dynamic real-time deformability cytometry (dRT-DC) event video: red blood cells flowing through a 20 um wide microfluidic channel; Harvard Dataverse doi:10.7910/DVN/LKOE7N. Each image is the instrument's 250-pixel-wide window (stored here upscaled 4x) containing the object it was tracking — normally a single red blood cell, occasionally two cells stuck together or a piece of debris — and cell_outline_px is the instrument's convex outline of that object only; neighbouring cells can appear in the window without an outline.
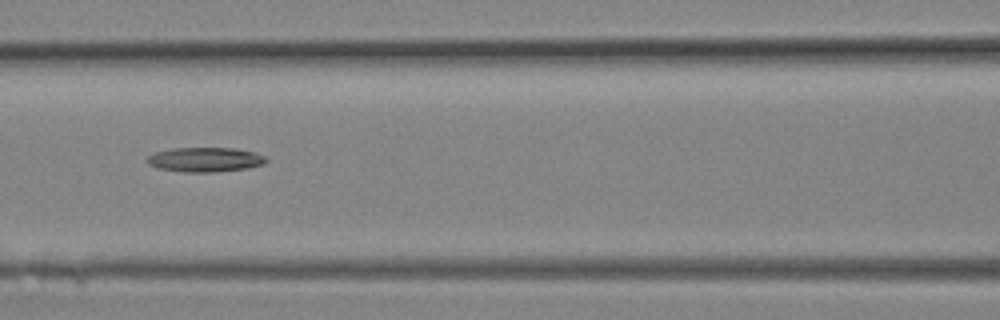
{"species": "Egyptian fruit bat (a non-hibernating species)", "species_latin": "Rousettus aegyptiacus", "temperature_condition": "room temperature", "stored_images_in_passage": 6, "camera_frame_rate_fps": 3000, "um_per_image_px": 0.085, "animal": {"sex": "female"}, "frame": {"image": 1, "passage_image": 5, "time_ms": 1.333, "image_size_px": [1000, 320], "cell_outline_px": [[268, 160], [264, 164], [248, 168], [212, 172], [184, 172], [156, 168], [148, 164], [144, 160], [148, 156], [156, 152], [172, 148], [236, 148], [256, 152], [264, 156]], "centroid_in_image_um": [17.42, 13.56], "position_along_channel_um": 149.2, "area_um2": 17.17}}
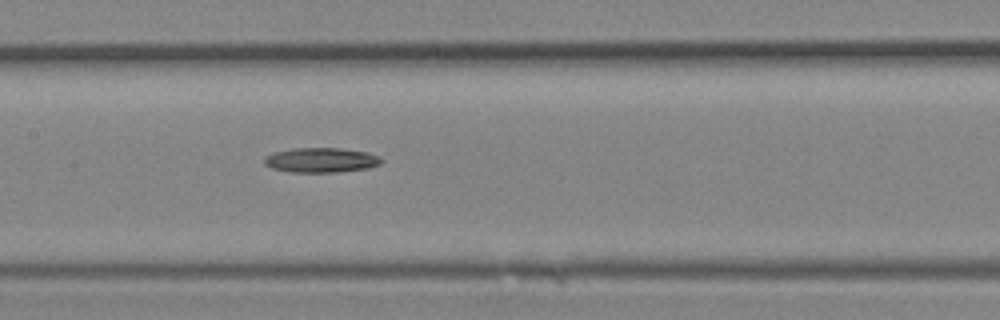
{"frame": {"image": 2, "passage_image": 6, "time_ms": 1.667, "image_size_px": [1000, 320], "cell_outline_px": [[384, 160], [380, 164], [368, 168], [340, 172], [288, 172], [272, 168], [264, 164], [264, 156], [272, 152], [292, 148], [340, 148], [368, 152], [380, 156]], "centroid_in_image_um": [27.29, 13.6], "position_along_channel_um": 180.1, "area_um2": 17.17}}